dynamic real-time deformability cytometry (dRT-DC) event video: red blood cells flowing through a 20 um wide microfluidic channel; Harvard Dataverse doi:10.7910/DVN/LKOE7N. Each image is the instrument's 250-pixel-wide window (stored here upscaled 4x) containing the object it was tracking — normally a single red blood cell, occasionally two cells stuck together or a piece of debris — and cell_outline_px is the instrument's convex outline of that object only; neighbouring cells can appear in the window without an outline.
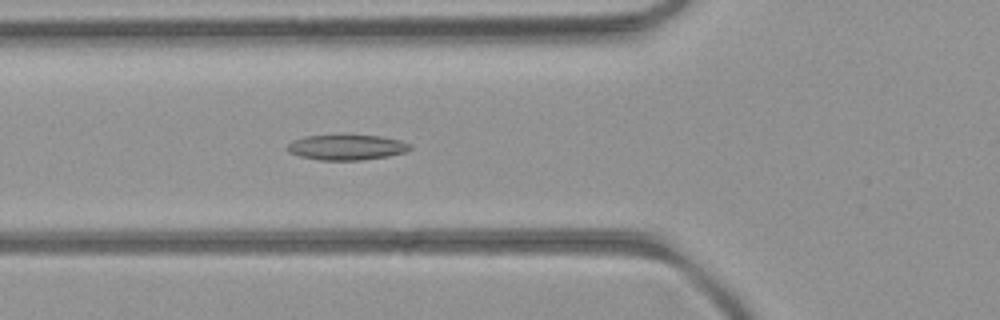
{"species": "common noctule bat (a hibernating species)", "species_latin": "Nyctalus noctula", "temperature_condition": "room temperature", "stored_images_in_passage": 42, "camera_frame_rate_fps": 3000, "um_per_image_px": 0.085, "animal": {"sex": "female", "body_mass_g": 21.9}, "frame": {"image": 1, "passage_image": 8, "time_ms": 2.333, "image_size_px": [1000, 320], "cell_outline_px": [[412, 148], [404, 152], [388, 156], [360, 160], [320, 160], [300, 156], [288, 152], [284, 148], [292, 140], [304, 136], [344, 132], [380, 136], [400, 140], [412, 144]], "centroid_in_image_um": [29.42, 12.47], "position_along_channel_um": 96.4, "area_um2": 19.07}}
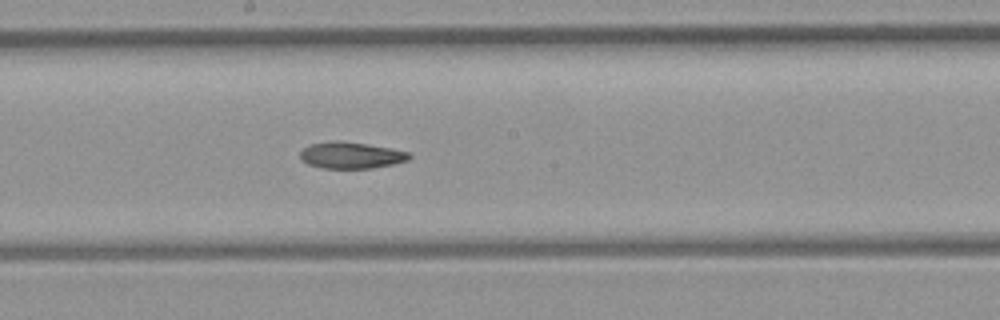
{"frame": {"image": 2, "passage_image": 17, "time_ms": 5.333, "image_size_px": [1000, 320], "cell_outline_px": [[412, 156], [408, 160], [396, 164], [372, 168], [320, 168], [308, 164], [300, 160], [300, 152], [304, 148], [312, 144], [364, 144], [392, 148], [408, 152]], "centroid_in_image_um": [29.9, 13.26], "position_along_channel_um": 218.3, "area_um2": 16.07}}
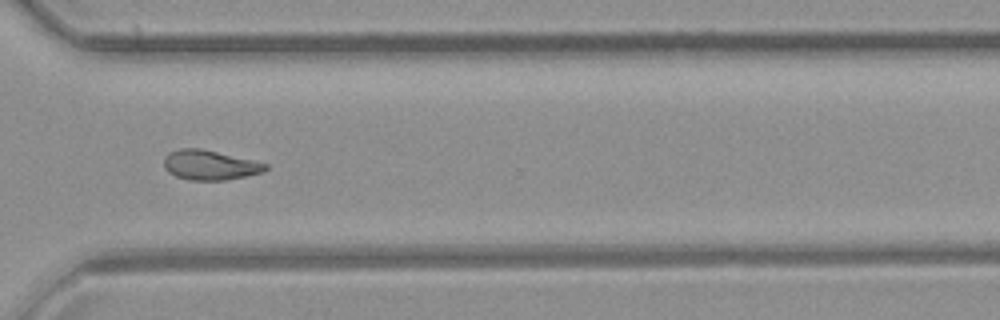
{"frame": {"image": 3, "passage_image": 27, "time_ms": 8.667, "image_size_px": [1000, 320], "cell_outline_px": [[268, 168], [264, 172], [224, 180], [188, 180], [176, 176], [168, 172], [164, 168], [164, 156], [168, 152], [180, 148], [200, 148], [268, 164]], "centroid_in_image_um": [17.79, 14.03], "position_along_channel_um": 352.8, "area_um2": 17.51}, "authors_computed_cell_mechanics": {"area_um2": 17.7446, "velocity_mm_per_s": 4.0435, "shape_relaxation_time_tau1_ms": null, "shape_relaxation_time_tau2_ms": 10.3752, "deformation_change_tau1": null, "deformation_change_tau2": 0.184}}